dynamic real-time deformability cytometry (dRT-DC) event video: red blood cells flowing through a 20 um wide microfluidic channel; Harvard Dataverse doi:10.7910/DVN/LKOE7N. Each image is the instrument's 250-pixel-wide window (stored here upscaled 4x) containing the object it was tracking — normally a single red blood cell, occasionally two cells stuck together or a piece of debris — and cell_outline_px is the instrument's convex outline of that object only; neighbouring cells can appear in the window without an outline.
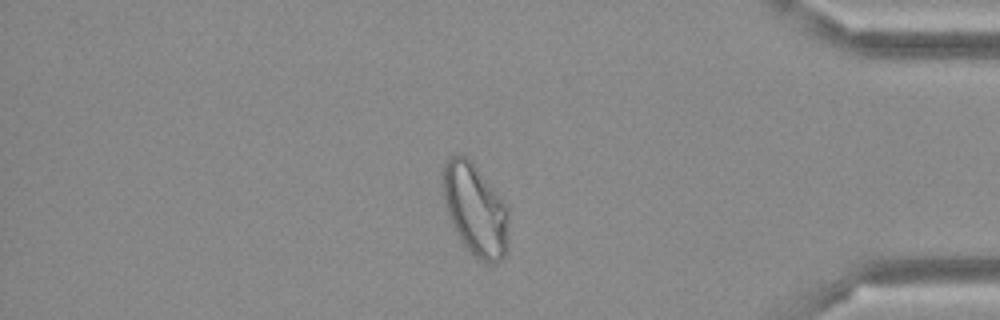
{"species": "Egyptian fruit bat (a non-hibernating species)", "species_latin": "Rousettus aegyptiacus", "temperature_condition": "cold", "stored_images_in_passage": 49, "camera_frame_rate_fps": 3000, "um_per_image_px": 0.085, "frame": {"image": 1, "passage_image": 42, "time_ms": 13.667, "image_size_px": [1000, 320], "cell_outline_px": [[508, 248], [504, 256], [496, 264], [488, 264], [476, 260], [460, 240], [452, 224], [444, 200], [440, 172], [448, 156], [460, 152], [476, 168], [508, 208]], "centroid_in_image_um": [40.37, 17.86], "position_along_channel_um": 394.8, "area_um2": 35.43}}